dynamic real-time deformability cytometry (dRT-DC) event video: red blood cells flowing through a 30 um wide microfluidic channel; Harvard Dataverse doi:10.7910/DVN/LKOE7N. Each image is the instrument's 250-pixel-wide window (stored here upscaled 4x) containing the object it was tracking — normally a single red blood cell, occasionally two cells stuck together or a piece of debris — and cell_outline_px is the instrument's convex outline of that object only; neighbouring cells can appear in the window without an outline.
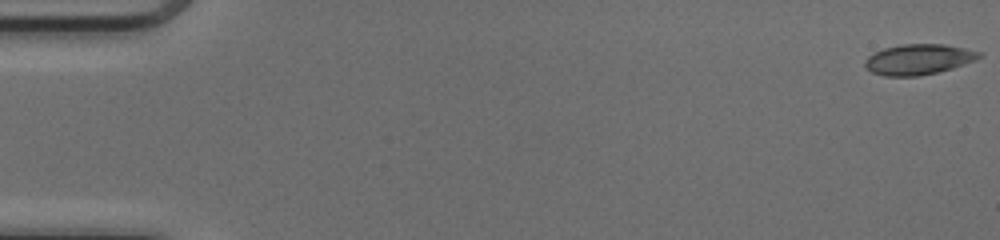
{"species": "common noctule bat (a hibernating species)", "species_latin": "Nyctalus noctula", "temperature_condition": "cold", "stored_images_in_passage": 51, "camera_frame_rate_fps": 3000, "um_per_image_px": 0.085, "animal": {"sex": "female", "body_mass_g": 17.0, "forearm_length_mm": 48.0}, "frame": {"image": 1, "passage_image": 1, "time_ms": 0.0, "image_size_px": [1000, 240], "cell_outline_px": [[984, 56], [976, 60], [952, 68], [920, 76], [884, 76], [872, 72], [864, 64], [864, 60], [872, 52], [884, 48], [900, 44], [944, 44], [984, 52]], "centroid_in_image_um": [78.09, 5.04], "position_along_channel_um": 6.9, "area_um2": 20.46}}
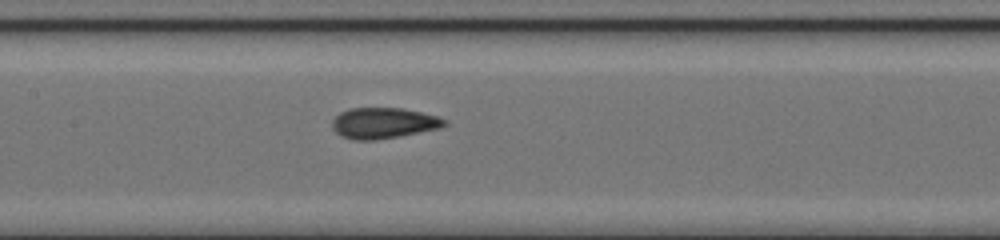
{"frame": {"image": 2, "passage_image": 25, "time_ms": 8.0, "image_size_px": [1000, 240], "cell_outline_px": [[448, 124], [440, 128], [400, 136], [376, 140], [352, 140], [340, 136], [332, 128], [332, 120], [340, 112], [348, 108], [400, 108], [420, 112], [436, 116], [448, 120]], "centroid_in_image_um": [32.58, 10.47], "position_along_channel_um": 174.8, "area_um2": 20.29}}
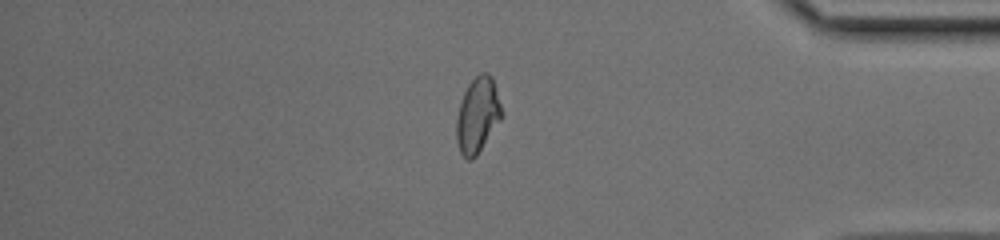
{"frame": {"image": 3, "passage_image": 43, "time_ms": 14.0, "image_size_px": [1000, 240], "cell_outline_px": [[504, 112], [500, 120], [476, 156], [472, 160], [468, 160], [460, 152], [456, 140], [456, 120], [460, 104], [464, 92], [468, 84], [480, 72], [488, 72], [492, 76]], "centroid_in_image_um": [40.6, 9.76], "position_along_channel_um": 394.6, "area_um2": 19.88}, "authors_computed_cell_mechanics": {"area_um2": 19.941, "velocity_mm_per_s": 4.123, "shape_relaxation_time_tau1_ms": 10.0449, "shape_relaxation_time_tau2_ms": 1.1577, "deformation_change_tau1": 0.2154, "deformation_change_tau2": 0.0539}}